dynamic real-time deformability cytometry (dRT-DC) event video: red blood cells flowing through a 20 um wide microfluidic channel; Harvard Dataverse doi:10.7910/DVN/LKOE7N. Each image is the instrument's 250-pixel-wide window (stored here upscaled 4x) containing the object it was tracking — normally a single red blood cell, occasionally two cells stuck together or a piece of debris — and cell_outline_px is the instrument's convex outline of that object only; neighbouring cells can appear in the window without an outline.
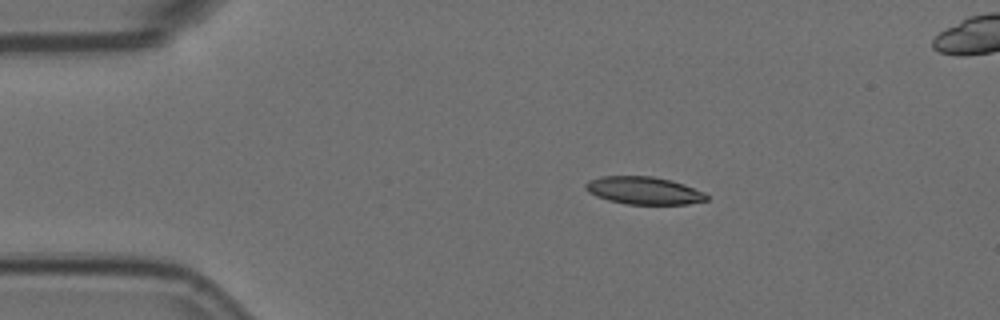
{"species": "Egyptian fruit bat (a non-hibernating species)", "species_latin": "Rousettus aegyptiacus", "temperature_condition": "room temperature", "stored_images_in_passage": 6, "camera_frame_rate_fps": 3000, "um_per_image_px": 0.085, "animal": {"sex": "female"}, "frame": {"image": 1, "passage_image": 3, "time_ms": 0.667, "image_size_px": [1000, 320], "cell_outline_px": [[708, 200], [688, 204], [628, 204], [608, 200], [596, 196], [588, 192], [584, 188], [584, 184], [588, 180], [600, 176], [652, 176], [672, 180], [684, 184], [704, 192], [708, 196]], "centroid_in_image_um": [54.71, 16.19], "position_along_channel_um": 30.3, "area_um2": 19.59}}
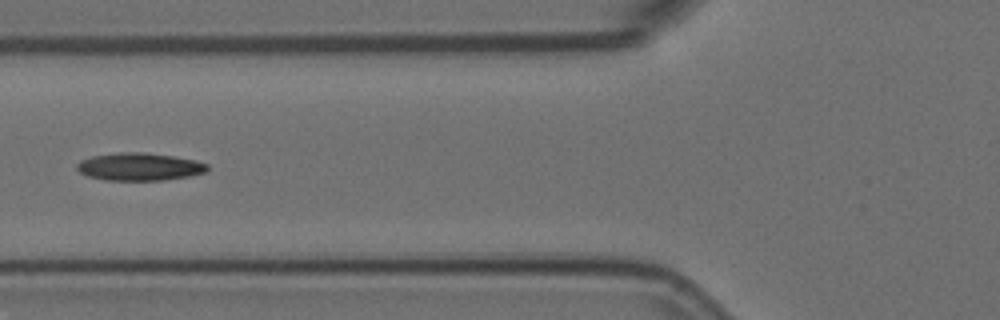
{"frame": {"image": 2, "passage_image": 6, "time_ms": 1.667, "image_size_px": [1000, 320], "cell_outline_px": [[208, 172], [188, 176], [164, 180], [104, 180], [88, 176], [80, 172], [76, 168], [76, 164], [80, 160], [92, 156], [120, 152], [144, 152], [172, 156], [196, 160], [208, 164]], "centroid_in_image_um": [11.85, 14.17], "position_along_channel_um": 113.9, "area_um2": 21.1}}